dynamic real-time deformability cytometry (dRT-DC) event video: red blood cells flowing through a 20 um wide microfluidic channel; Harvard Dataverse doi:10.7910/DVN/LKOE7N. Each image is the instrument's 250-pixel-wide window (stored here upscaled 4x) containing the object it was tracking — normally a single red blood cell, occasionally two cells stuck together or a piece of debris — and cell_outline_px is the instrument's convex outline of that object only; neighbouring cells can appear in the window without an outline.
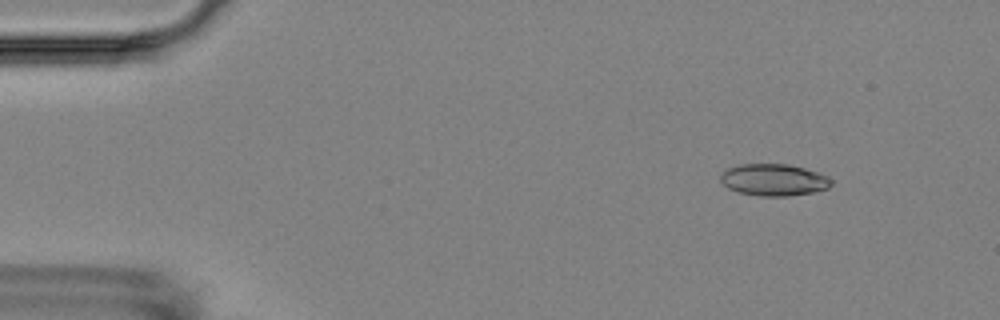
{"species": "Egyptian fruit bat (a non-hibernating species)", "species_latin": "Rousettus aegyptiacus", "temperature_condition": "room temperature", "stored_images_in_passage": 5, "camera_frame_rate_fps": 3000, "um_per_image_px": 0.085, "animal": {"sex": "female"}, "frame": {"image": 1, "passage_image": 1, "time_ms": 0.0, "image_size_px": [1000, 320], "cell_outline_px": [[832, 184], [828, 188], [812, 192], [788, 196], [760, 196], [740, 192], [728, 188], [720, 180], [720, 176], [728, 168], [740, 164], [788, 164], [804, 168], [828, 176], [832, 180]], "centroid_in_image_um": [65.78, 15.28], "position_along_channel_um": 19.2, "area_um2": 20.4}}